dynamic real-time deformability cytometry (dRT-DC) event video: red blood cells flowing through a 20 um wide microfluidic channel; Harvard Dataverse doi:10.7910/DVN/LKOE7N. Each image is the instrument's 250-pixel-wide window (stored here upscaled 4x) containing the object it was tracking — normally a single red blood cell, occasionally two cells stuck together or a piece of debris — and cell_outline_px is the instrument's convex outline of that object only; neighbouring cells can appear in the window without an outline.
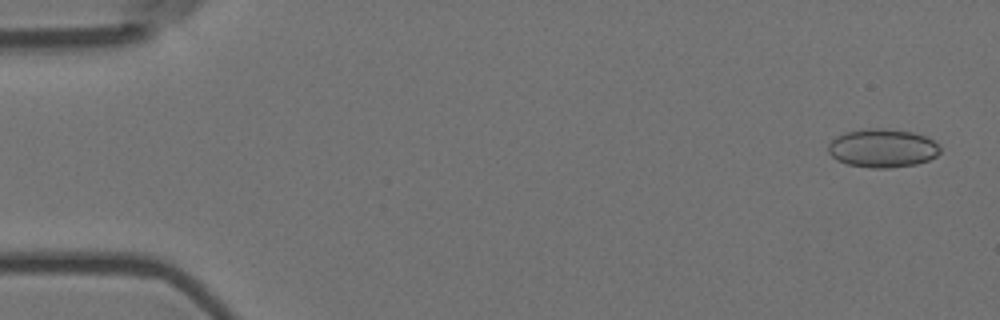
{"species": "Egyptian fruit bat (a non-hibernating species)", "species_latin": "Rousettus aegyptiacus", "temperature_condition": "room temperature", "stored_images_in_passage": 6, "camera_frame_rate_fps": 3000, "um_per_image_px": 0.085, "animal": {"sex": "female"}, "frame": {"image": 1, "passage_image": 1, "time_ms": 0.0, "image_size_px": [1000, 320], "cell_outline_px": [[940, 152], [936, 156], [928, 160], [916, 164], [888, 168], [872, 168], [848, 164], [836, 160], [828, 152], [828, 144], [836, 136], [844, 132], [864, 128], [880, 128], [912, 132], [924, 136], [932, 140], [940, 148]], "centroid_in_image_um": [74.97, 12.59], "position_along_channel_um": 10.0, "area_um2": 25.09}}
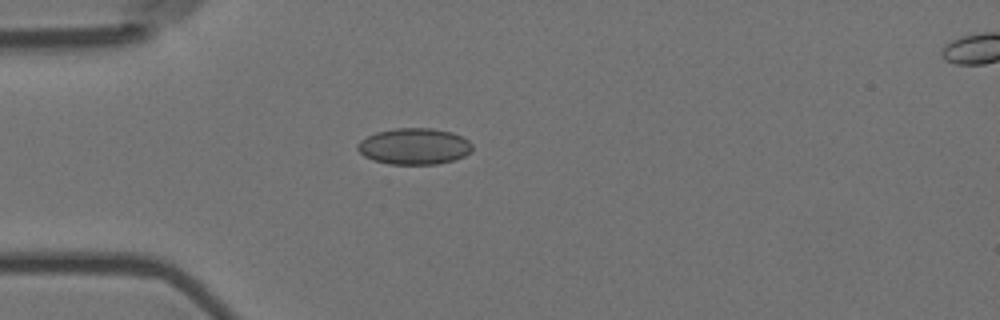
{"frame": {"image": 2, "passage_image": 4, "time_ms": 1.0, "image_size_px": [1000, 320], "cell_outline_px": [[472, 152], [464, 156], [452, 160], [436, 164], [388, 164], [372, 160], [364, 156], [356, 148], [356, 144], [360, 140], [376, 132], [396, 128], [432, 128], [452, 132], [468, 140], [472, 144]], "centroid_in_image_um": [35.19, 12.44], "position_along_channel_um": 49.8, "area_um2": 24.33}}